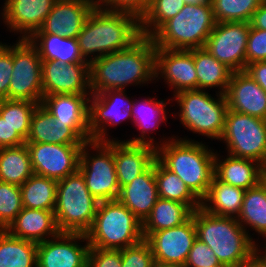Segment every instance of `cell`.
<instances>
[{"mask_svg": "<svg viewBox=\"0 0 266 267\" xmlns=\"http://www.w3.org/2000/svg\"><path fill=\"white\" fill-rule=\"evenodd\" d=\"M219 141L227 154L255 160L266 170V120L228 109Z\"/></svg>", "mask_w": 266, "mask_h": 267, "instance_id": "cell-10", "label": "cell"}, {"mask_svg": "<svg viewBox=\"0 0 266 267\" xmlns=\"http://www.w3.org/2000/svg\"><path fill=\"white\" fill-rule=\"evenodd\" d=\"M80 94H53L43 97L41 104L55 120L66 123L85 142L89 135V97Z\"/></svg>", "mask_w": 266, "mask_h": 267, "instance_id": "cell-21", "label": "cell"}, {"mask_svg": "<svg viewBox=\"0 0 266 267\" xmlns=\"http://www.w3.org/2000/svg\"><path fill=\"white\" fill-rule=\"evenodd\" d=\"M226 156V157H225ZM221 156L215 152L214 176L223 183L248 190L257 186L262 179L265 167L259 162L238 158L229 154Z\"/></svg>", "mask_w": 266, "mask_h": 267, "instance_id": "cell-27", "label": "cell"}, {"mask_svg": "<svg viewBox=\"0 0 266 267\" xmlns=\"http://www.w3.org/2000/svg\"><path fill=\"white\" fill-rule=\"evenodd\" d=\"M245 191L223 183L214 176L206 196L201 200V208L213 215L237 218Z\"/></svg>", "mask_w": 266, "mask_h": 267, "instance_id": "cell-29", "label": "cell"}, {"mask_svg": "<svg viewBox=\"0 0 266 267\" xmlns=\"http://www.w3.org/2000/svg\"><path fill=\"white\" fill-rule=\"evenodd\" d=\"M22 209L20 186L0 181V230H5Z\"/></svg>", "mask_w": 266, "mask_h": 267, "instance_id": "cell-41", "label": "cell"}, {"mask_svg": "<svg viewBox=\"0 0 266 267\" xmlns=\"http://www.w3.org/2000/svg\"><path fill=\"white\" fill-rule=\"evenodd\" d=\"M5 230L14 237L37 244L60 233L54 210H37L25 207Z\"/></svg>", "mask_w": 266, "mask_h": 267, "instance_id": "cell-25", "label": "cell"}, {"mask_svg": "<svg viewBox=\"0 0 266 267\" xmlns=\"http://www.w3.org/2000/svg\"><path fill=\"white\" fill-rule=\"evenodd\" d=\"M173 136L156 148V158L175 173L201 201L214 177L215 150L188 136Z\"/></svg>", "mask_w": 266, "mask_h": 267, "instance_id": "cell-3", "label": "cell"}, {"mask_svg": "<svg viewBox=\"0 0 266 267\" xmlns=\"http://www.w3.org/2000/svg\"><path fill=\"white\" fill-rule=\"evenodd\" d=\"M152 267H183V266L171 263H163L154 260Z\"/></svg>", "mask_w": 266, "mask_h": 267, "instance_id": "cell-52", "label": "cell"}, {"mask_svg": "<svg viewBox=\"0 0 266 267\" xmlns=\"http://www.w3.org/2000/svg\"><path fill=\"white\" fill-rule=\"evenodd\" d=\"M13 72V45L0 42V100L9 99V85Z\"/></svg>", "mask_w": 266, "mask_h": 267, "instance_id": "cell-44", "label": "cell"}, {"mask_svg": "<svg viewBox=\"0 0 266 267\" xmlns=\"http://www.w3.org/2000/svg\"><path fill=\"white\" fill-rule=\"evenodd\" d=\"M185 6L184 0H152L140 19L142 36L151 37L166 21L175 17Z\"/></svg>", "mask_w": 266, "mask_h": 267, "instance_id": "cell-38", "label": "cell"}, {"mask_svg": "<svg viewBox=\"0 0 266 267\" xmlns=\"http://www.w3.org/2000/svg\"><path fill=\"white\" fill-rule=\"evenodd\" d=\"M29 41L37 48L42 60H54L62 63H89L80 54L75 38L51 34H32Z\"/></svg>", "mask_w": 266, "mask_h": 267, "instance_id": "cell-32", "label": "cell"}, {"mask_svg": "<svg viewBox=\"0 0 266 267\" xmlns=\"http://www.w3.org/2000/svg\"><path fill=\"white\" fill-rule=\"evenodd\" d=\"M140 20L133 14L107 10L98 4L78 34L79 51L91 62L110 53L125 50L141 37Z\"/></svg>", "mask_w": 266, "mask_h": 267, "instance_id": "cell-2", "label": "cell"}, {"mask_svg": "<svg viewBox=\"0 0 266 267\" xmlns=\"http://www.w3.org/2000/svg\"><path fill=\"white\" fill-rule=\"evenodd\" d=\"M261 182L265 185L266 187V170L264 171L263 175H262V179Z\"/></svg>", "mask_w": 266, "mask_h": 267, "instance_id": "cell-54", "label": "cell"}, {"mask_svg": "<svg viewBox=\"0 0 266 267\" xmlns=\"http://www.w3.org/2000/svg\"><path fill=\"white\" fill-rule=\"evenodd\" d=\"M263 0H211L215 22H248Z\"/></svg>", "mask_w": 266, "mask_h": 267, "instance_id": "cell-40", "label": "cell"}, {"mask_svg": "<svg viewBox=\"0 0 266 267\" xmlns=\"http://www.w3.org/2000/svg\"><path fill=\"white\" fill-rule=\"evenodd\" d=\"M1 12H0V19L1 20H3V18H1V17H3V10H0Z\"/></svg>", "mask_w": 266, "mask_h": 267, "instance_id": "cell-55", "label": "cell"}, {"mask_svg": "<svg viewBox=\"0 0 266 267\" xmlns=\"http://www.w3.org/2000/svg\"><path fill=\"white\" fill-rule=\"evenodd\" d=\"M26 142L49 144L85 143L70 126L55 120L42 104H38L32 114Z\"/></svg>", "mask_w": 266, "mask_h": 267, "instance_id": "cell-28", "label": "cell"}, {"mask_svg": "<svg viewBox=\"0 0 266 267\" xmlns=\"http://www.w3.org/2000/svg\"><path fill=\"white\" fill-rule=\"evenodd\" d=\"M236 219L257 245L259 238H256L257 241L253 239L250 229L266 242V187L262 182L245 191L240 214Z\"/></svg>", "mask_w": 266, "mask_h": 267, "instance_id": "cell-30", "label": "cell"}, {"mask_svg": "<svg viewBox=\"0 0 266 267\" xmlns=\"http://www.w3.org/2000/svg\"><path fill=\"white\" fill-rule=\"evenodd\" d=\"M87 267H122L121 249H99L90 247Z\"/></svg>", "mask_w": 266, "mask_h": 267, "instance_id": "cell-46", "label": "cell"}, {"mask_svg": "<svg viewBox=\"0 0 266 267\" xmlns=\"http://www.w3.org/2000/svg\"><path fill=\"white\" fill-rule=\"evenodd\" d=\"M163 82L174 92L173 95L197 89V72L194 65V49L173 50L156 48L155 83Z\"/></svg>", "mask_w": 266, "mask_h": 267, "instance_id": "cell-16", "label": "cell"}, {"mask_svg": "<svg viewBox=\"0 0 266 267\" xmlns=\"http://www.w3.org/2000/svg\"><path fill=\"white\" fill-rule=\"evenodd\" d=\"M155 51L153 39L141 36L125 50L92 60L89 63L91 94L154 83Z\"/></svg>", "mask_w": 266, "mask_h": 267, "instance_id": "cell-1", "label": "cell"}, {"mask_svg": "<svg viewBox=\"0 0 266 267\" xmlns=\"http://www.w3.org/2000/svg\"><path fill=\"white\" fill-rule=\"evenodd\" d=\"M184 3L189 5L211 4V0H184Z\"/></svg>", "mask_w": 266, "mask_h": 267, "instance_id": "cell-53", "label": "cell"}, {"mask_svg": "<svg viewBox=\"0 0 266 267\" xmlns=\"http://www.w3.org/2000/svg\"><path fill=\"white\" fill-rule=\"evenodd\" d=\"M248 22H216L204 48L232 72L246 68Z\"/></svg>", "mask_w": 266, "mask_h": 267, "instance_id": "cell-13", "label": "cell"}, {"mask_svg": "<svg viewBox=\"0 0 266 267\" xmlns=\"http://www.w3.org/2000/svg\"><path fill=\"white\" fill-rule=\"evenodd\" d=\"M155 178L158 197L188 205L193 211L201 207V201L175 173L155 159Z\"/></svg>", "mask_w": 266, "mask_h": 267, "instance_id": "cell-36", "label": "cell"}, {"mask_svg": "<svg viewBox=\"0 0 266 267\" xmlns=\"http://www.w3.org/2000/svg\"><path fill=\"white\" fill-rule=\"evenodd\" d=\"M262 246L266 249V242H263Z\"/></svg>", "mask_w": 266, "mask_h": 267, "instance_id": "cell-56", "label": "cell"}, {"mask_svg": "<svg viewBox=\"0 0 266 267\" xmlns=\"http://www.w3.org/2000/svg\"><path fill=\"white\" fill-rule=\"evenodd\" d=\"M96 0H57L42 26L33 34L60 35L77 39Z\"/></svg>", "mask_w": 266, "mask_h": 267, "instance_id": "cell-19", "label": "cell"}, {"mask_svg": "<svg viewBox=\"0 0 266 267\" xmlns=\"http://www.w3.org/2000/svg\"><path fill=\"white\" fill-rule=\"evenodd\" d=\"M215 23L211 4H185L180 12L166 21L151 38L156 48H204Z\"/></svg>", "mask_w": 266, "mask_h": 267, "instance_id": "cell-7", "label": "cell"}, {"mask_svg": "<svg viewBox=\"0 0 266 267\" xmlns=\"http://www.w3.org/2000/svg\"><path fill=\"white\" fill-rule=\"evenodd\" d=\"M122 267H152L154 256L149 243L143 239L139 243L121 249Z\"/></svg>", "mask_w": 266, "mask_h": 267, "instance_id": "cell-42", "label": "cell"}, {"mask_svg": "<svg viewBox=\"0 0 266 267\" xmlns=\"http://www.w3.org/2000/svg\"><path fill=\"white\" fill-rule=\"evenodd\" d=\"M78 171L83 175L89 192L99 202L118 199L120 187L115 170L113 140L86 141L81 149Z\"/></svg>", "mask_w": 266, "mask_h": 267, "instance_id": "cell-9", "label": "cell"}, {"mask_svg": "<svg viewBox=\"0 0 266 267\" xmlns=\"http://www.w3.org/2000/svg\"><path fill=\"white\" fill-rule=\"evenodd\" d=\"M98 204L79 171L59 180L54 208L59 231L85 234L92 226Z\"/></svg>", "mask_w": 266, "mask_h": 267, "instance_id": "cell-8", "label": "cell"}, {"mask_svg": "<svg viewBox=\"0 0 266 267\" xmlns=\"http://www.w3.org/2000/svg\"><path fill=\"white\" fill-rule=\"evenodd\" d=\"M57 0H4L3 24L18 38L28 39L44 23Z\"/></svg>", "mask_w": 266, "mask_h": 267, "instance_id": "cell-20", "label": "cell"}, {"mask_svg": "<svg viewBox=\"0 0 266 267\" xmlns=\"http://www.w3.org/2000/svg\"><path fill=\"white\" fill-rule=\"evenodd\" d=\"M125 90H107L89 97V135L91 140H119L109 136L110 127L131 120L134 97L131 100ZM109 136V137H108ZM111 137V138H110Z\"/></svg>", "mask_w": 266, "mask_h": 267, "instance_id": "cell-12", "label": "cell"}, {"mask_svg": "<svg viewBox=\"0 0 266 267\" xmlns=\"http://www.w3.org/2000/svg\"><path fill=\"white\" fill-rule=\"evenodd\" d=\"M250 24L253 28L266 30V0L254 12Z\"/></svg>", "mask_w": 266, "mask_h": 267, "instance_id": "cell-50", "label": "cell"}, {"mask_svg": "<svg viewBox=\"0 0 266 267\" xmlns=\"http://www.w3.org/2000/svg\"><path fill=\"white\" fill-rule=\"evenodd\" d=\"M244 71L266 92V61L248 64Z\"/></svg>", "mask_w": 266, "mask_h": 267, "instance_id": "cell-49", "label": "cell"}, {"mask_svg": "<svg viewBox=\"0 0 266 267\" xmlns=\"http://www.w3.org/2000/svg\"><path fill=\"white\" fill-rule=\"evenodd\" d=\"M57 180L33 174L21 186L23 207L37 210H54Z\"/></svg>", "mask_w": 266, "mask_h": 267, "instance_id": "cell-37", "label": "cell"}, {"mask_svg": "<svg viewBox=\"0 0 266 267\" xmlns=\"http://www.w3.org/2000/svg\"><path fill=\"white\" fill-rule=\"evenodd\" d=\"M197 238L192 217L184 224L150 233L145 240L149 243L154 260L184 267L188 254Z\"/></svg>", "mask_w": 266, "mask_h": 267, "instance_id": "cell-17", "label": "cell"}, {"mask_svg": "<svg viewBox=\"0 0 266 267\" xmlns=\"http://www.w3.org/2000/svg\"><path fill=\"white\" fill-rule=\"evenodd\" d=\"M38 103L27 100H0V116L26 141L32 114Z\"/></svg>", "mask_w": 266, "mask_h": 267, "instance_id": "cell-39", "label": "cell"}, {"mask_svg": "<svg viewBox=\"0 0 266 267\" xmlns=\"http://www.w3.org/2000/svg\"><path fill=\"white\" fill-rule=\"evenodd\" d=\"M33 173L57 181L79 170L83 144L26 142Z\"/></svg>", "mask_w": 266, "mask_h": 267, "instance_id": "cell-14", "label": "cell"}, {"mask_svg": "<svg viewBox=\"0 0 266 267\" xmlns=\"http://www.w3.org/2000/svg\"><path fill=\"white\" fill-rule=\"evenodd\" d=\"M194 65L197 72V89L225 94L232 71L217 61L205 48L194 49Z\"/></svg>", "mask_w": 266, "mask_h": 267, "instance_id": "cell-33", "label": "cell"}, {"mask_svg": "<svg viewBox=\"0 0 266 267\" xmlns=\"http://www.w3.org/2000/svg\"><path fill=\"white\" fill-rule=\"evenodd\" d=\"M184 267H226L220 263L213 250L196 238Z\"/></svg>", "mask_w": 266, "mask_h": 267, "instance_id": "cell-43", "label": "cell"}, {"mask_svg": "<svg viewBox=\"0 0 266 267\" xmlns=\"http://www.w3.org/2000/svg\"><path fill=\"white\" fill-rule=\"evenodd\" d=\"M258 61H266V30L251 26L247 39L246 65Z\"/></svg>", "mask_w": 266, "mask_h": 267, "instance_id": "cell-45", "label": "cell"}, {"mask_svg": "<svg viewBox=\"0 0 266 267\" xmlns=\"http://www.w3.org/2000/svg\"><path fill=\"white\" fill-rule=\"evenodd\" d=\"M89 248L85 234L60 232L37 244V267H87Z\"/></svg>", "mask_w": 266, "mask_h": 267, "instance_id": "cell-15", "label": "cell"}, {"mask_svg": "<svg viewBox=\"0 0 266 267\" xmlns=\"http://www.w3.org/2000/svg\"><path fill=\"white\" fill-rule=\"evenodd\" d=\"M197 238L207 244L226 267L253 265L257 244L234 217L217 216L201 207L194 210Z\"/></svg>", "mask_w": 266, "mask_h": 267, "instance_id": "cell-4", "label": "cell"}, {"mask_svg": "<svg viewBox=\"0 0 266 267\" xmlns=\"http://www.w3.org/2000/svg\"><path fill=\"white\" fill-rule=\"evenodd\" d=\"M166 100H168L166 102ZM158 99L154 96L151 98L147 96V98H141L140 101L137 99H134V105L132 110V117H133V124L137 127L139 134L136 136H131L130 139H127L125 141L129 143H137V144H149L152 146H155L156 148L166 142H168L173 136L171 135L169 137H161L159 141L154 140L156 139L153 136V131H156V129L161 128L160 126L168 121L167 119V113L168 109L167 105L171 104V99Z\"/></svg>", "mask_w": 266, "mask_h": 267, "instance_id": "cell-22", "label": "cell"}, {"mask_svg": "<svg viewBox=\"0 0 266 267\" xmlns=\"http://www.w3.org/2000/svg\"><path fill=\"white\" fill-rule=\"evenodd\" d=\"M97 4L107 10L133 14L139 20L149 6L147 0H98Z\"/></svg>", "mask_w": 266, "mask_h": 267, "instance_id": "cell-47", "label": "cell"}, {"mask_svg": "<svg viewBox=\"0 0 266 267\" xmlns=\"http://www.w3.org/2000/svg\"><path fill=\"white\" fill-rule=\"evenodd\" d=\"M13 43V72L9 85L10 100L41 104L43 99L42 59L37 48L25 38Z\"/></svg>", "mask_w": 266, "mask_h": 267, "instance_id": "cell-11", "label": "cell"}, {"mask_svg": "<svg viewBox=\"0 0 266 267\" xmlns=\"http://www.w3.org/2000/svg\"><path fill=\"white\" fill-rule=\"evenodd\" d=\"M0 267H37V243L0 230Z\"/></svg>", "mask_w": 266, "mask_h": 267, "instance_id": "cell-35", "label": "cell"}, {"mask_svg": "<svg viewBox=\"0 0 266 267\" xmlns=\"http://www.w3.org/2000/svg\"><path fill=\"white\" fill-rule=\"evenodd\" d=\"M253 265L255 267H266V249L261 244L257 245L255 249Z\"/></svg>", "mask_w": 266, "mask_h": 267, "instance_id": "cell-51", "label": "cell"}, {"mask_svg": "<svg viewBox=\"0 0 266 267\" xmlns=\"http://www.w3.org/2000/svg\"><path fill=\"white\" fill-rule=\"evenodd\" d=\"M158 198L154 160L145 172L120 189L118 200L143 223Z\"/></svg>", "mask_w": 266, "mask_h": 267, "instance_id": "cell-26", "label": "cell"}, {"mask_svg": "<svg viewBox=\"0 0 266 267\" xmlns=\"http://www.w3.org/2000/svg\"><path fill=\"white\" fill-rule=\"evenodd\" d=\"M33 174L26 143L0 148V181L21 186Z\"/></svg>", "mask_w": 266, "mask_h": 267, "instance_id": "cell-34", "label": "cell"}, {"mask_svg": "<svg viewBox=\"0 0 266 267\" xmlns=\"http://www.w3.org/2000/svg\"><path fill=\"white\" fill-rule=\"evenodd\" d=\"M90 247L120 250L142 241V222L118 199L99 202L91 228Z\"/></svg>", "mask_w": 266, "mask_h": 267, "instance_id": "cell-6", "label": "cell"}, {"mask_svg": "<svg viewBox=\"0 0 266 267\" xmlns=\"http://www.w3.org/2000/svg\"><path fill=\"white\" fill-rule=\"evenodd\" d=\"M113 154L120 189L145 172L156 159V147L113 140Z\"/></svg>", "mask_w": 266, "mask_h": 267, "instance_id": "cell-24", "label": "cell"}, {"mask_svg": "<svg viewBox=\"0 0 266 267\" xmlns=\"http://www.w3.org/2000/svg\"><path fill=\"white\" fill-rule=\"evenodd\" d=\"M43 97L53 94L91 95L89 63L42 60Z\"/></svg>", "mask_w": 266, "mask_h": 267, "instance_id": "cell-18", "label": "cell"}, {"mask_svg": "<svg viewBox=\"0 0 266 267\" xmlns=\"http://www.w3.org/2000/svg\"><path fill=\"white\" fill-rule=\"evenodd\" d=\"M224 95L229 110L266 120V92L244 70L232 72Z\"/></svg>", "mask_w": 266, "mask_h": 267, "instance_id": "cell-23", "label": "cell"}, {"mask_svg": "<svg viewBox=\"0 0 266 267\" xmlns=\"http://www.w3.org/2000/svg\"><path fill=\"white\" fill-rule=\"evenodd\" d=\"M25 143L26 141L17 133L16 129L0 116V148L17 147Z\"/></svg>", "mask_w": 266, "mask_h": 267, "instance_id": "cell-48", "label": "cell"}, {"mask_svg": "<svg viewBox=\"0 0 266 267\" xmlns=\"http://www.w3.org/2000/svg\"><path fill=\"white\" fill-rule=\"evenodd\" d=\"M209 91L194 89L179 92L172 96L178 112H171L174 119L179 118L180 124L188 131L219 141L225 128L228 104L224 94L211 96ZM174 99V100H173Z\"/></svg>", "mask_w": 266, "mask_h": 267, "instance_id": "cell-5", "label": "cell"}, {"mask_svg": "<svg viewBox=\"0 0 266 267\" xmlns=\"http://www.w3.org/2000/svg\"><path fill=\"white\" fill-rule=\"evenodd\" d=\"M192 214L193 210L186 204L158 198L150 215L142 223L143 238L152 232L180 226L187 222Z\"/></svg>", "mask_w": 266, "mask_h": 267, "instance_id": "cell-31", "label": "cell"}]
</instances>
